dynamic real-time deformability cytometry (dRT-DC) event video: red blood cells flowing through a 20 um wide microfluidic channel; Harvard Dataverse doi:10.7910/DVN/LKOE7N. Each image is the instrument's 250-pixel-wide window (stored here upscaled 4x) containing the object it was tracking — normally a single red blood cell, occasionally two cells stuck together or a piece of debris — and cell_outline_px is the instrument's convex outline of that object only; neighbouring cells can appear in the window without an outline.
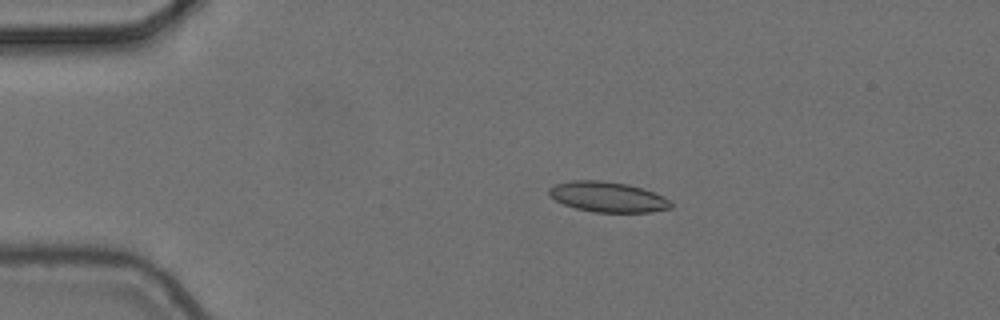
{"species": "common noctule bat (a hibernating species)", "species_latin": "Nyctalus noctula", "temperature_condition": "cold", "stored_images_in_passage": 8, "camera_frame_rate_fps": 3000, "um_per_image_px": 0.085, "animal": {"sex": "female", "body_mass_g": 24.6, "forearm_length_mm": 56.2}, "frame": {"image": 1, "passage_image": 2, "time_ms": 0.333, "image_size_px": [1000, 320], "cell_outline_px": [[672, 208], [652, 212], [596, 212], [576, 208], [564, 204], [556, 200], [548, 192], [548, 188], [556, 184], [572, 180], [604, 180], [628, 184], [644, 188], [664, 196], [672, 204]], "centroid_in_image_um": [51.69, 16.73], "position_along_channel_um": 33.3, "area_um2": 21.56}}
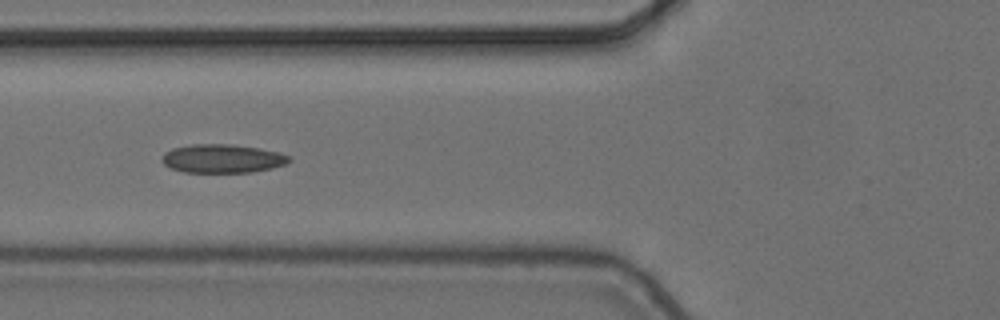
{"frame": {"image": 2, "passage_image": 5, "time_ms": 1.333, "image_size_px": [1000, 320], "cell_outline_px": [[292, 160], [288, 164], [272, 168], [252, 172], [184, 172], [172, 168], [164, 164], [160, 160], [164, 152], [172, 148], [192, 144], [232, 144], [260, 148], [280, 152], [288, 156]], "centroid_in_image_um": [18.92, 13.47], "position_along_channel_um": 106.9, "area_um2": 21.39}}
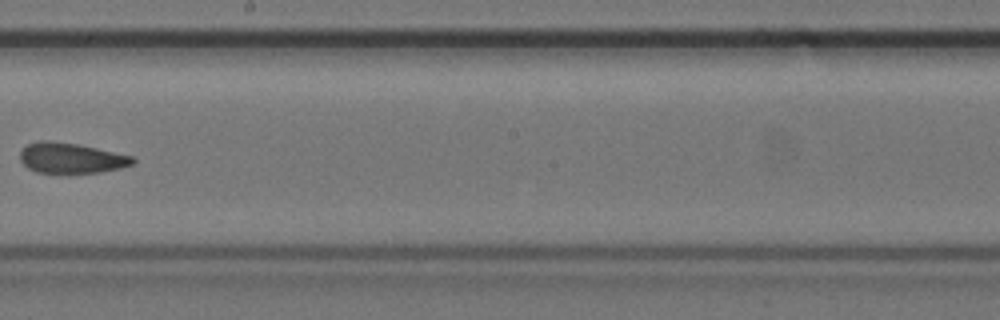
{"frame": {"image": 3, "passage_image": 8, "time_ms": 2.333, "image_size_px": [1000, 320], "cell_outline_px": [[136, 160], [132, 164], [120, 168], [100, 172], [36, 172], [28, 168], [20, 160], [20, 152], [28, 144], [44, 140], [76, 144], [96, 148], [132, 156]], "centroid_in_image_um": [6.04, 13.43], "position_along_channel_um": 242.2, "area_um2": 19.48}}